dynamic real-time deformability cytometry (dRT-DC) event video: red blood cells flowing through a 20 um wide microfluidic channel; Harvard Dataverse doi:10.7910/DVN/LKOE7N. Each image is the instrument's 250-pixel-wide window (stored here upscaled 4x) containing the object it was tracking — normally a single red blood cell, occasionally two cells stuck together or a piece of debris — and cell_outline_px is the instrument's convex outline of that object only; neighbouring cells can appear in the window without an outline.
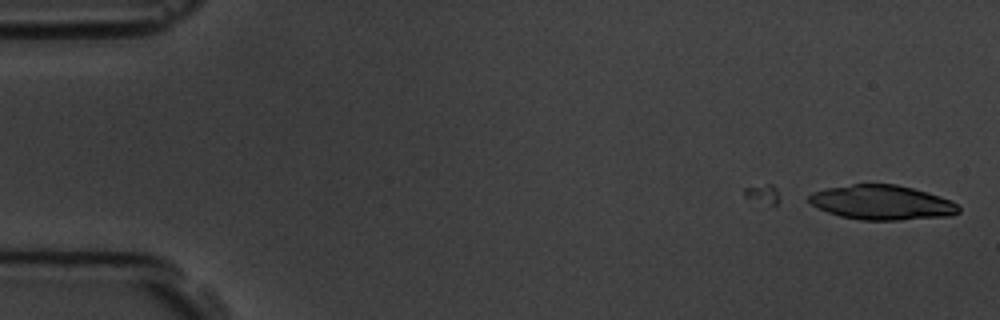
{"species": "common noctule bat (a hibernating species)", "species_latin": "Nyctalus noctula", "temperature_condition": "room temperature", "stored_images_in_passage": 2, "camera_frame_rate_fps": 3000, "um_per_image_px": 0.085, "animal": {"sex": "male", "body_mass_g": 19.5, "forearm_length_mm": 54.6}, "frame": {"image": 1, "passage_image": 2, "time_ms": 1.0, "image_size_px": [1000, 320], "cell_outline_px": [[960, 212], [948, 216], [900, 220], [860, 220], [840, 216], [828, 212], [812, 204], [808, 200], [808, 196], [812, 192], [824, 188], [852, 184], [896, 184], [928, 192], [952, 200], [960, 208]], "centroid_in_image_um": [74.97, 17.21], "position_along_channel_um": 10.0, "area_um2": 30.23}}